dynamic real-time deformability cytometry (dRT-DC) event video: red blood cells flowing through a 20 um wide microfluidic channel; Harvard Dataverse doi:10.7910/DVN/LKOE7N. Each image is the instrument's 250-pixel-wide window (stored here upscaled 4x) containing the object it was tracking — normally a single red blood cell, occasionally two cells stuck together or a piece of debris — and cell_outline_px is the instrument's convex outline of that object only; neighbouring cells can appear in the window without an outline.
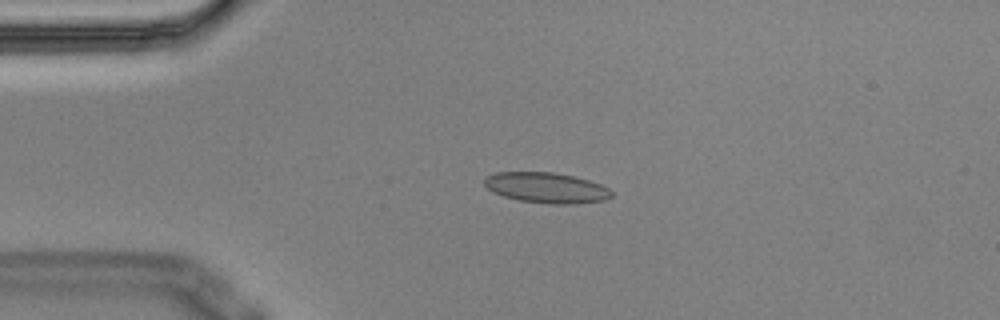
{"species": "Egyptian fruit bat (a non-hibernating species)", "species_latin": "Rousettus aegyptiacus", "temperature_condition": "cold", "stored_images_in_passage": 2, "camera_frame_rate_fps": 3000, "um_per_image_px": 0.085, "animal": {"sex": "male"}, "frame": {"image": 1, "passage_image": 1, "time_ms": 0.0, "image_size_px": [1000, 320], "cell_outline_px": [[612, 196], [608, 200], [576, 204], [548, 204], [520, 200], [504, 196], [492, 192], [484, 184], [484, 180], [488, 176], [496, 172], [552, 172], [572, 176], [588, 180], [600, 184], [608, 188], [612, 192]], "centroid_in_image_um": [46.47, 15.97], "position_along_channel_um": 38.5, "area_um2": 22.6}}